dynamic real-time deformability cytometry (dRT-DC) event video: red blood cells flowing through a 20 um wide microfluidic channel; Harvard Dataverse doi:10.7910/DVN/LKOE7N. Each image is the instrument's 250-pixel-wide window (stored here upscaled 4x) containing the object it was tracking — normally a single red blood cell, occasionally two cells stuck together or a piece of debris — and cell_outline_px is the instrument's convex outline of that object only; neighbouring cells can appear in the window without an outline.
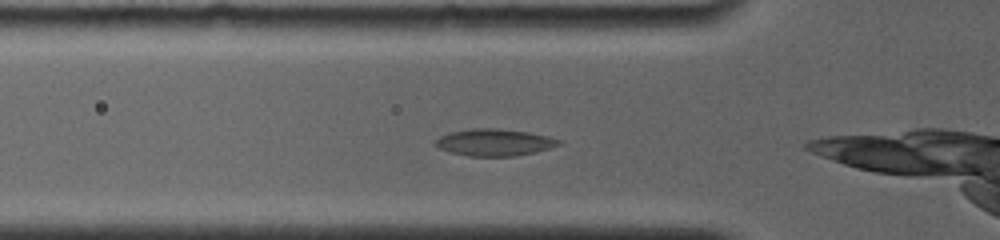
{"species": "common noctule bat (a hibernating species)", "species_latin": "Nyctalus noctula", "temperature_condition": "room temperature", "stored_images_in_passage": 12, "camera_frame_rate_fps": 4000, "um_per_image_px": 0.085, "animal": {"sex": "female", "body_mass_g": 19.0, "forearm_length_mm": 56.7}, "frame": {"image": 1, "passage_image": 3, "time_ms": 0.75, "image_size_px": [1000, 240], "cell_outline_px": [[564, 140], [560, 144], [552, 148], [536, 152], [516, 156], [468, 156], [448, 152], [440, 148], [436, 144], [436, 140], [440, 136], [448, 132], [472, 128], [496, 128], [528, 132], [548, 136]], "centroid_in_image_um": [42.06, 12.1], "position_along_channel_um": 83.7, "area_um2": 19.54}}
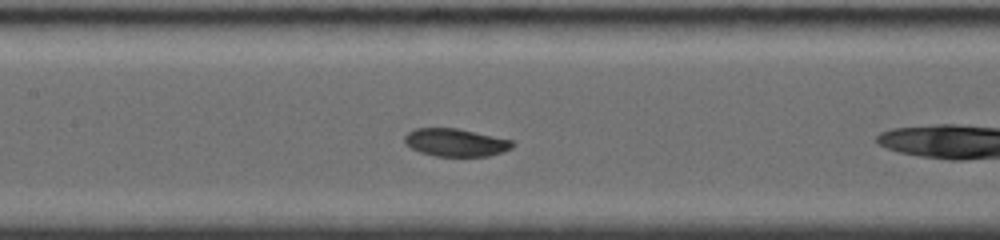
{"frame": {"image": 2, "passage_image": 7, "time_ms": 3.0, "image_size_px": [1000, 240], "cell_outline_px": [[516, 144], [512, 148], [504, 152], [488, 156], [436, 156], [420, 152], [404, 144], [404, 136], [408, 132], [416, 128], [456, 128], [512, 140]], "centroid_in_image_um": [38.73, 12.12], "position_along_channel_um": 168.7, "area_um2": 17.51}}
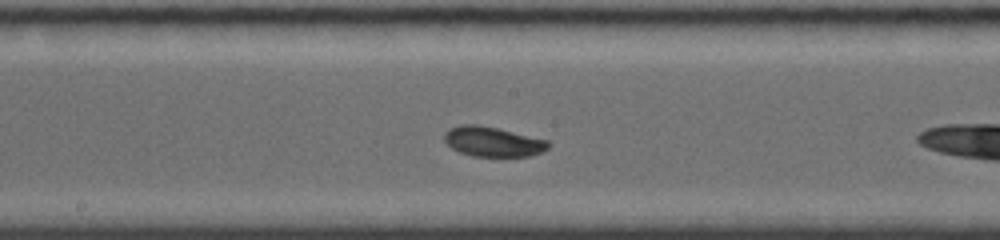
{"frame": {"image": 3, "passage_image": 9, "time_ms": 4.0, "image_size_px": [1000, 240], "cell_outline_px": [[552, 144], [548, 148], [540, 152], [528, 156], [472, 156], [460, 152], [452, 148], [444, 140], [444, 132], [452, 128], [464, 124], [476, 124], [496, 128], [548, 140]], "centroid_in_image_um": [41.89, 12.04], "position_along_channel_um": 206.3, "area_um2": 17.86}}